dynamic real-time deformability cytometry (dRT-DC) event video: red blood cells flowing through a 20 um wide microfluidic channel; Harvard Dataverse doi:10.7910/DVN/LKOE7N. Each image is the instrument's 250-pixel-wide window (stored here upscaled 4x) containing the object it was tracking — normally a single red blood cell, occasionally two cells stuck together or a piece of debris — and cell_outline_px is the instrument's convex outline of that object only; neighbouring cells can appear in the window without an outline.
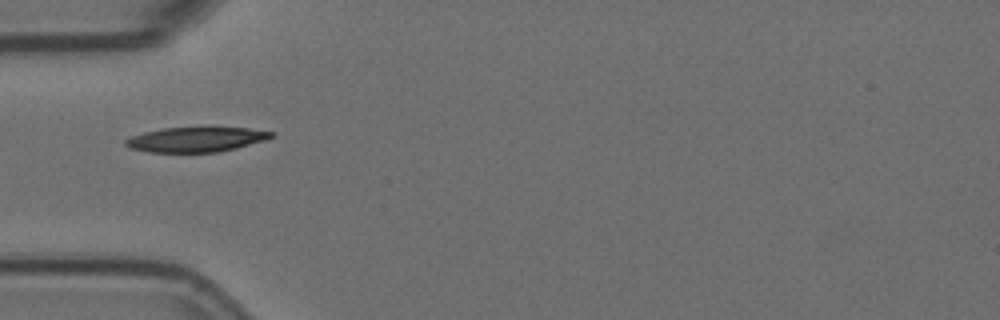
{"species": "Egyptian fruit bat (a non-hibernating species)", "species_latin": "Rousettus aegyptiacus", "temperature_condition": "room temperature", "stored_images_in_passage": 1, "camera_frame_rate_fps": 3000, "um_per_image_px": 0.085, "animal": {"sex": "female"}, "frame": {"image": 1, "passage_image": 1, "time_ms": 0.0, "image_size_px": [1000, 320], "cell_outline_px": [[276, 136], [268, 140], [220, 152], [148, 152], [132, 148], [124, 144], [124, 140], [132, 136], [144, 132], [164, 128], [200, 124], [212, 124], [248, 128], [276, 132]], "centroid_in_image_um": [16.78, 11.79], "position_along_channel_um": 68.2, "area_um2": 22.48}}